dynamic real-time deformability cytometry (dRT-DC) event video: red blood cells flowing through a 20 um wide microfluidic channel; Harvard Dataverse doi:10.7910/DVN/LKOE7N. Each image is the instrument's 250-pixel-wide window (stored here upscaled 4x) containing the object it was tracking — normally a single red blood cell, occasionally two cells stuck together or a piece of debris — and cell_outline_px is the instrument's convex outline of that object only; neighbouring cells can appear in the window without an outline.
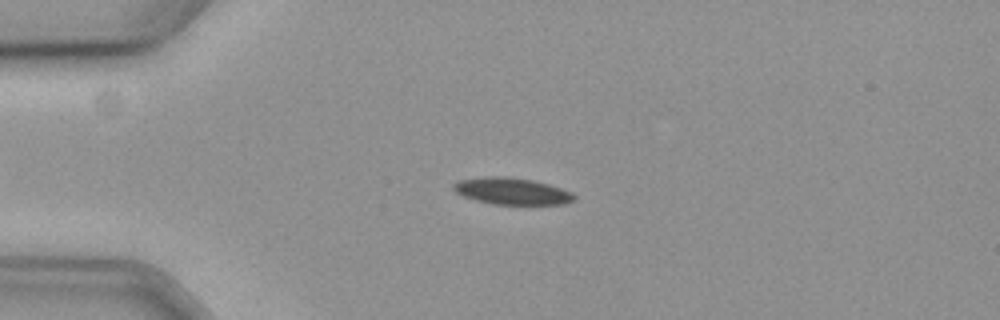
{"species": "common noctule bat (a hibernating species)", "species_latin": "Nyctalus noctula", "temperature_condition": "cold", "stored_images_in_passage": 43, "camera_frame_rate_fps": 3000, "um_per_image_px": 0.085, "animal": {"sex": "female", "body_mass_g": 19.3, "forearm_length_mm": 54.1}, "frame": {"image": 1, "passage_image": 5, "time_ms": 1.333, "image_size_px": [1000, 320], "cell_outline_px": [[576, 196], [572, 200], [564, 204], [492, 204], [476, 200], [464, 196], [456, 192], [452, 188], [452, 184], [460, 180], [484, 176], [512, 176], [532, 180], [548, 184], [572, 192]], "centroid_in_image_um": [43.48, 16.23], "position_along_channel_um": 41.5, "area_um2": 18.79}}
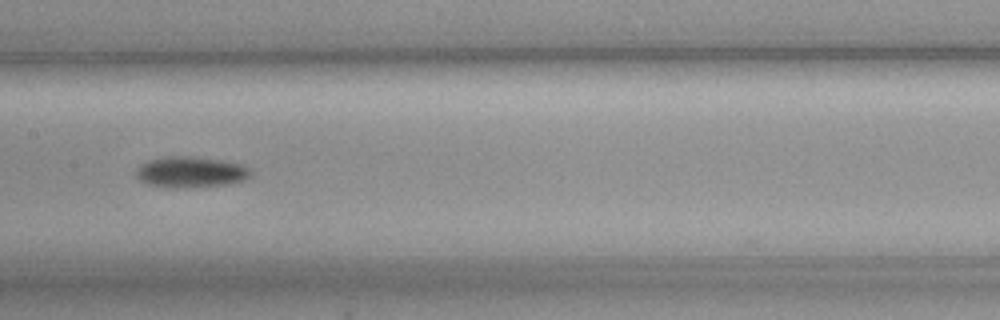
{"frame": {"image": 2, "passage_image": 20, "time_ms": 6.333, "image_size_px": [1000, 320], "cell_outline_px": [[248, 176], [240, 180], [228, 184], [184, 188], [168, 188], [148, 184], [140, 180], [136, 176], [136, 168], [140, 164], [148, 160], [164, 156], [192, 156], [220, 160], [240, 164], [248, 168]], "centroid_in_image_um": [16.1, 14.62], "position_along_channel_um": 191.3, "area_um2": 20.52}}
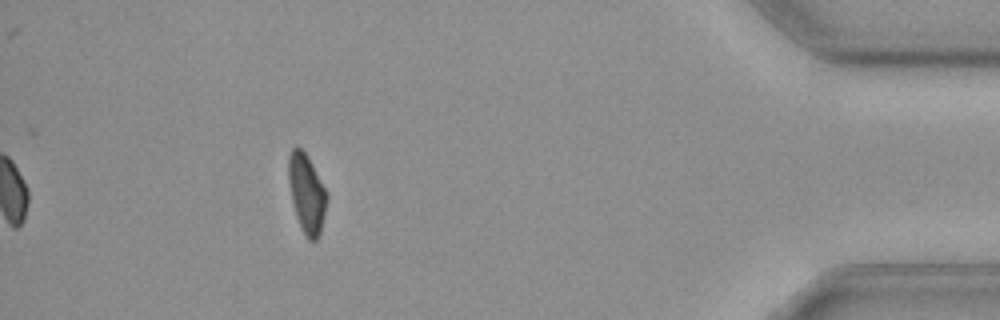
{"frame": {"image": 3, "passage_image": 43, "time_ms": 14.0, "image_size_px": [1000, 320], "cell_outline_px": [[328, 196], [320, 232], [316, 240], [308, 240], [296, 216], [292, 200], [288, 180], [288, 156], [292, 148], [296, 144], [308, 156]], "centroid_in_image_um": [26.04, 16.4], "position_along_channel_um": 409.2, "area_um2": 17.28}, "authors_computed_cell_mechanics": {"area_um2": 19.0162, "velocity_mm_per_s": 3.5874, "shape_relaxation_time_tau1_ms": 6.3216, "shape_relaxation_time_tau2_ms": null, "deformation_change_tau1": 0.1003, "deformation_change_tau2": null}}